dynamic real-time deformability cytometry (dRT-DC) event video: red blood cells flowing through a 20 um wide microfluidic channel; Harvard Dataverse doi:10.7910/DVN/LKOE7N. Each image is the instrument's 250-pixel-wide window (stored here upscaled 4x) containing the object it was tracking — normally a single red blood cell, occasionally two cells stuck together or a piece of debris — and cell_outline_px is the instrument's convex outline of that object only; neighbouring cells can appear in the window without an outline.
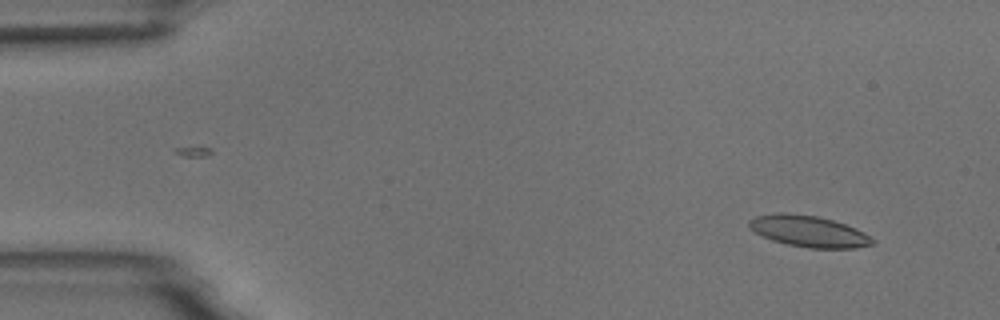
{"species": "common noctule bat (a hibernating species)", "species_latin": "Nyctalus noctula", "temperature_condition": "room temperature", "stored_images_in_passage": 6, "segment_of_instrument_passage": [1, 2], "camera_frame_rate_fps": 3000, "um_per_image_px": 0.085, "animal": {"sex": "male", "body_mass_g": 18.8}, "frame": {"image": 1, "passage_image": 2, "time_ms": 1.333, "image_size_px": [1000, 320], "cell_outline_px": [[876, 244], [856, 248], [808, 248], [784, 244], [772, 240], [756, 232], [748, 224], [748, 220], [756, 216], [776, 212], [784, 212], [816, 216], [832, 220], [856, 228], [864, 232], [876, 240]], "centroid_in_image_um": [68.77, 19.66], "position_along_channel_um": 16.2, "area_um2": 22.6}}
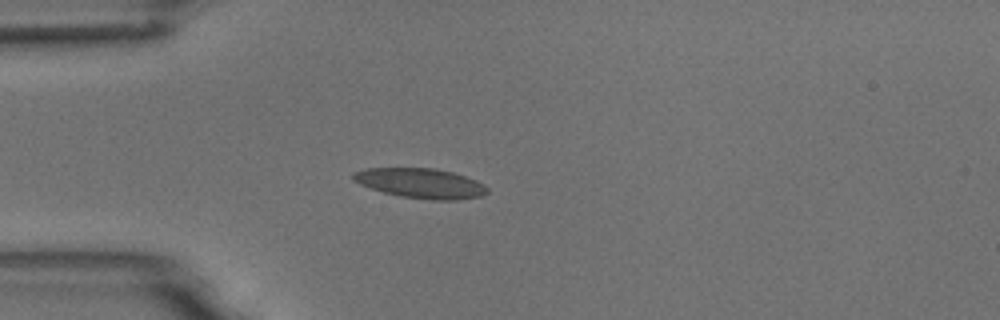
{"frame": {"image": 2, "passage_image": 5, "time_ms": 4.667, "image_size_px": [1000, 320], "cell_outline_px": [[488, 192], [480, 196], [456, 200], [432, 200], [400, 196], [384, 192], [360, 184], [352, 180], [352, 172], [368, 168], [432, 168], [452, 172], [476, 180], [484, 184], [488, 188]], "centroid_in_image_um": [35.75, 15.57], "position_along_channel_um": 49.3, "area_um2": 23.24}}